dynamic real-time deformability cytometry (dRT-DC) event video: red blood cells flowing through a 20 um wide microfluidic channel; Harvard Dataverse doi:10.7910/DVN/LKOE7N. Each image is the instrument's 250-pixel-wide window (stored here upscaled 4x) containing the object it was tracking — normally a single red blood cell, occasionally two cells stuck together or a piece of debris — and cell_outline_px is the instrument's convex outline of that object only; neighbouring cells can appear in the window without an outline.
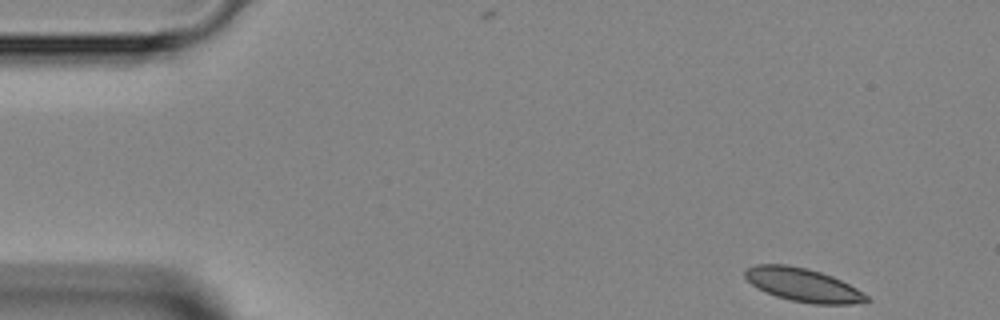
{"species": "Egyptian fruit bat (a non-hibernating species)", "species_latin": "Rousettus aegyptiacus", "temperature_condition": "room temperature", "stored_images_in_passage": 3, "camera_frame_rate_fps": 3000, "um_per_image_px": 0.085, "animal": {"sex": "female"}, "frame": {"image": 1, "passage_image": 1, "time_ms": 0.0, "image_size_px": [1000, 320], "cell_outline_px": [[872, 300], [852, 304], [812, 304], [788, 300], [764, 292], [756, 288], [744, 276], [744, 272], [748, 268], [756, 264], [788, 264], [820, 272], [832, 276], [856, 288], [868, 296]], "centroid_in_image_um": [68.24, 24.23], "position_along_channel_um": 16.8, "area_um2": 23.64}}